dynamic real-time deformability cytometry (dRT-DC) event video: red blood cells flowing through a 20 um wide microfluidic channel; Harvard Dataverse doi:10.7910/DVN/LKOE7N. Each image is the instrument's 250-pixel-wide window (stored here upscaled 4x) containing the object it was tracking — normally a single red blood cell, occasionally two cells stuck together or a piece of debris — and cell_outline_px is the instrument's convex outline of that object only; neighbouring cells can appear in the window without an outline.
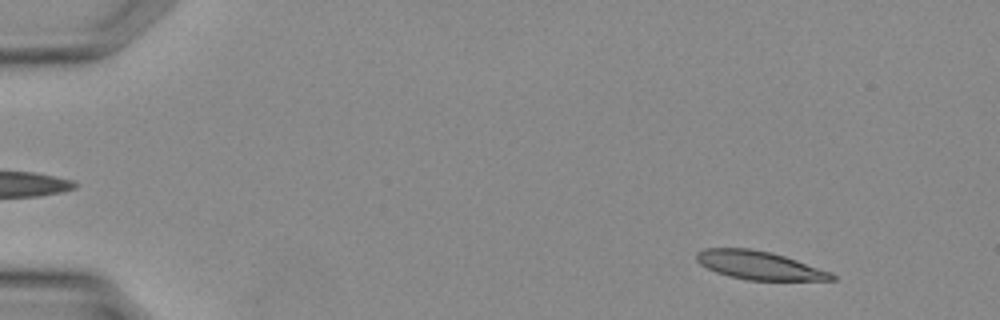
{"species": "Egyptian fruit bat (a non-hibernating species)", "species_latin": "Rousettus aegyptiacus", "temperature_condition": "warm", "stored_images_in_passage": 36, "camera_frame_rate_fps": 3000, "um_per_image_px": 0.085, "animal": {"sex": "female"}, "frame": {"image": 1, "passage_image": 4, "time_ms": 1.0, "image_size_px": [1000, 320], "cell_outline_px": [[836, 280], [748, 280], [728, 276], [716, 272], [700, 264], [696, 260], [696, 252], [704, 248], [752, 248], [772, 252], [832, 272], [836, 276]], "centroid_in_image_um": [64.52, 22.54], "position_along_channel_um": 20.5, "area_um2": 22.43}}
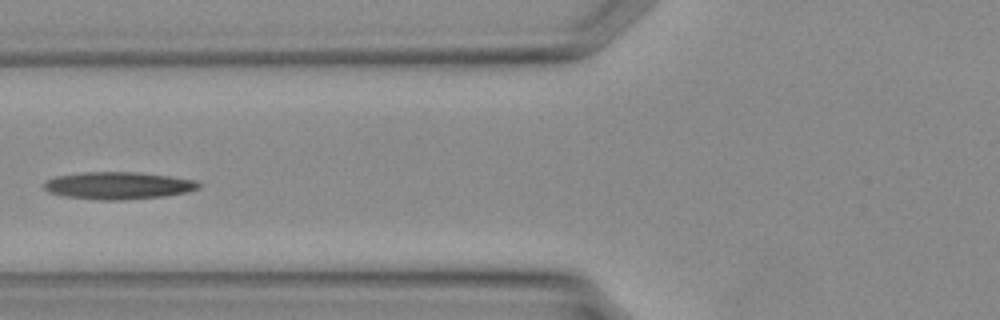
{"frame": {"image": 2, "passage_image": 15, "time_ms": 4.667, "image_size_px": [1000, 320], "cell_outline_px": [[200, 188], [184, 192], [164, 196], [120, 200], [104, 200], [64, 196], [48, 192], [44, 188], [44, 184], [48, 180], [56, 176], [84, 172], [140, 172], [196, 180], [200, 184]], "centroid_in_image_um": [10.05, 15.77], "position_along_channel_um": 115.8, "area_um2": 24.39}}
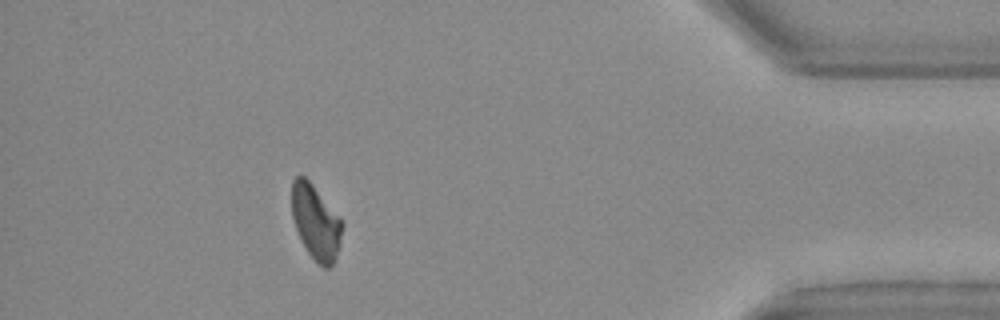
{"frame": {"image": 3, "passage_image": 33, "time_ms": 10.667, "image_size_px": [1000, 320], "cell_outline_px": [[344, 224], [340, 244], [336, 256], [332, 264], [328, 268], [324, 268], [316, 264], [308, 252], [296, 228], [292, 216], [292, 180], [296, 176], [304, 176], [312, 184], [340, 216]], "centroid_in_image_um": [26.86, 18.89], "position_along_channel_um": 408.3, "area_um2": 21.91}}